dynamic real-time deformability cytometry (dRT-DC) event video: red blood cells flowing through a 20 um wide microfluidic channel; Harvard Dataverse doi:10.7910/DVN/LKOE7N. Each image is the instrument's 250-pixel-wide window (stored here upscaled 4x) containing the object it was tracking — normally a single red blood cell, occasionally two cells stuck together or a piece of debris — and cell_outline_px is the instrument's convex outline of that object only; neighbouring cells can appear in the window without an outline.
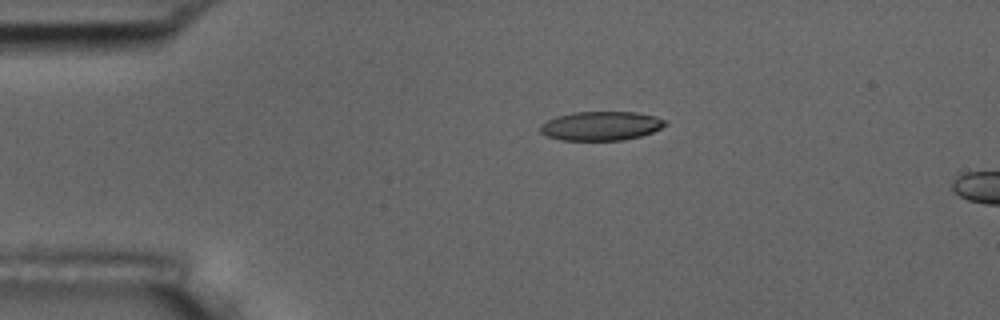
{"species": "common noctule bat (a hibernating species)", "species_latin": "Nyctalus noctula", "temperature_condition": "room temperature", "stored_images_in_passage": 5, "camera_frame_rate_fps": 3000, "um_per_image_px": 0.085, "animal": {"sex": "male", "body_mass_g": 17.5, "forearm_length_mm": 52.3}, "frame": {"image": 1, "passage_image": 1, "time_ms": 0.0, "image_size_px": [1000, 320], "cell_outline_px": [[668, 124], [652, 132], [640, 136], [624, 140], [560, 140], [548, 136], [540, 132], [540, 124], [556, 116], [576, 112], [636, 112], [656, 116], [668, 120]], "centroid_in_image_um": [51.11, 10.7], "position_along_channel_um": 33.9, "area_um2": 21.21}}